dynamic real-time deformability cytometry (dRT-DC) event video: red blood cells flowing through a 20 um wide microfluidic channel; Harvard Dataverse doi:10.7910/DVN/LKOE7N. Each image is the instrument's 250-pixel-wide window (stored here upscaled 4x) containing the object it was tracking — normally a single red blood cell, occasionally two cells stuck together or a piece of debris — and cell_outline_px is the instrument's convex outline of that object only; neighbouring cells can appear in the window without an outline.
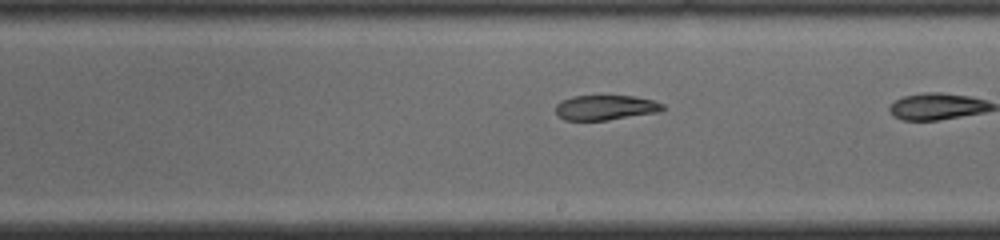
{"species": "common noctule bat (a hibernating species)", "species_latin": "Nyctalus noctula", "temperature_condition": "cold", "stored_images_in_passage": 28, "camera_frame_rate_fps": 3000, "um_per_image_px": 0.085, "animal": {"sex": "male", "body_mass_g": 19.0, "forearm_length_mm": 50.8}, "frame": {"image": 1, "passage_image": 20, "time_ms": 6.333, "image_size_px": [1000, 240], "cell_outline_px": [[664, 108], [660, 112], [608, 120], [564, 120], [556, 112], [556, 104], [572, 96], [636, 96], [652, 100], [664, 104]], "centroid_in_image_um": [51.5, 9.14], "position_along_channel_um": 237.5, "area_um2": 15.49}}